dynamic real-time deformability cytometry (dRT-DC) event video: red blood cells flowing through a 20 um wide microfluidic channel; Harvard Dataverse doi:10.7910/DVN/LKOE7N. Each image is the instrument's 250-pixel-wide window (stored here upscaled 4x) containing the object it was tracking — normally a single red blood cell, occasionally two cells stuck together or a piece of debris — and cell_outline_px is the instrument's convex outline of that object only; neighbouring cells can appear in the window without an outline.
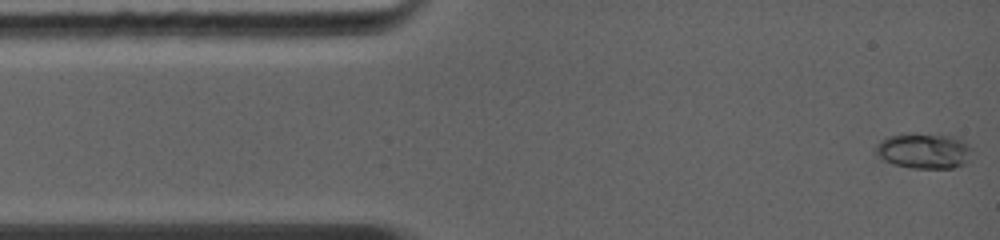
{"species": "common noctule bat (a hibernating species)", "species_latin": "Nyctalus noctula", "temperature_condition": "warm", "stored_images_in_passage": 8, "camera_frame_rate_fps": 5000, "um_per_image_px": 0.085, "animal": {"sex": "female", "body_mass_g": 19.0, "forearm_length_mm": 56.7}, "frame": {"image": 1, "passage_image": 1, "time_ms": 0.0, "image_size_px": [1000, 240], "cell_outline_px": [[976, 152], [964, 164], [952, 168], [916, 168], [896, 164], [884, 160], [876, 152], [876, 144], [880, 140], [888, 136], [912, 132], [960, 136]], "centroid_in_image_um": [78.62, 12.78], "position_along_channel_um": 6.4, "area_um2": 20.4}}
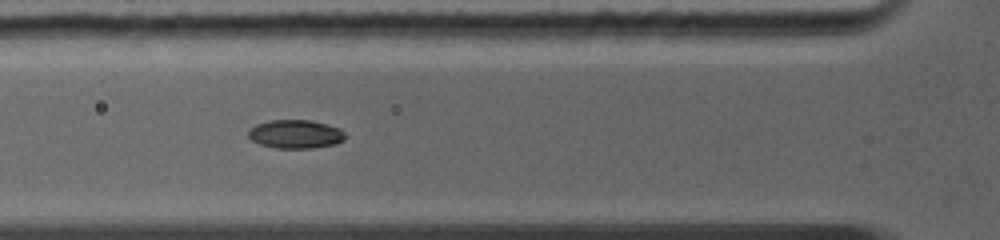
{"frame": {"image": 2, "passage_image": 6, "time_ms": 3.8, "image_size_px": [1000, 240], "cell_outline_px": [[344, 140], [336, 144], [312, 148], [276, 148], [260, 144], [252, 140], [248, 136], [248, 132], [256, 124], [268, 120], [312, 120], [340, 128], [344, 132]], "centroid_in_image_um": [25.13, 11.4], "position_along_channel_um": 100.7, "area_um2": 16.13}}
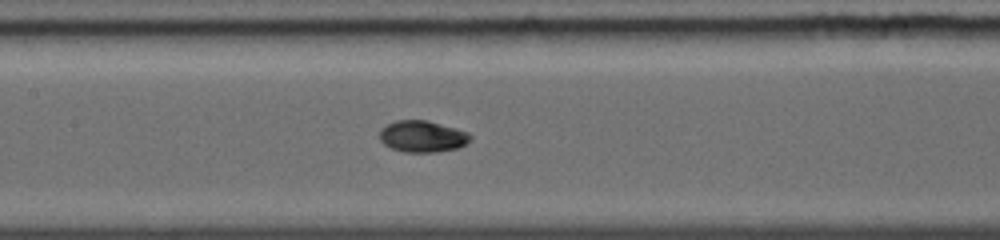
{"frame": {"image": 3, "passage_image": 8, "time_ms": 5.4, "image_size_px": [1000, 240], "cell_outline_px": [[472, 140], [456, 148], [436, 152], [404, 152], [392, 148], [384, 144], [380, 140], [380, 128], [396, 120], [428, 120], [468, 132], [472, 136]], "centroid_in_image_um": [35.9, 11.59], "position_along_channel_um": 171.5, "area_um2": 16.65}}